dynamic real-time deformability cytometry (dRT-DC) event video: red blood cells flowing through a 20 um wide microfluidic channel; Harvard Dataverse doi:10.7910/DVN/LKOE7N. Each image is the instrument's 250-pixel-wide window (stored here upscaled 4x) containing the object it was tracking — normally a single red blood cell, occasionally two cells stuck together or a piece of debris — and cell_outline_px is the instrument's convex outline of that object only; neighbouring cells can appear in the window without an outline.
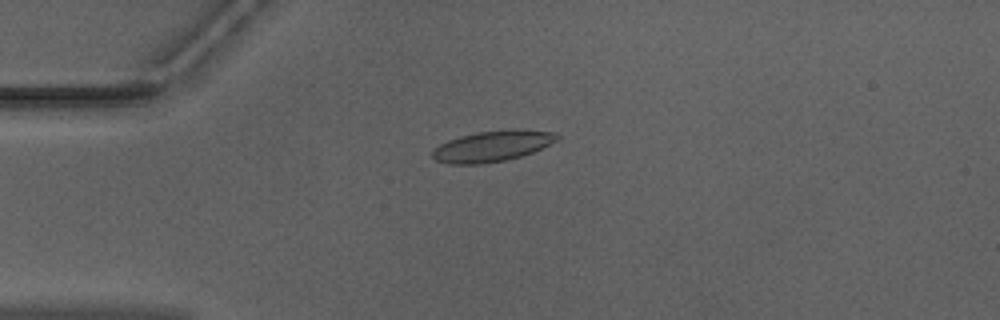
{"species": "Egyptian fruit bat (a non-hibernating species)", "species_latin": "Rousettus aegyptiacus", "temperature_condition": "warm", "stored_images_in_passage": 44, "camera_frame_rate_fps": 3000, "um_per_image_px": 0.085, "animal": {"sex": "male"}, "frame": {"image": 1, "passage_image": 5, "time_ms": 1.333, "image_size_px": [1000, 320], "cell_outline_px": [[560, 140], [532, 152], [520, 156], [504, 160], [480, 164], [452, 164], [436, 160], [432, 156], [432, 152], [440, 144], [448, 140], [460, 136], [476, 132], [556, 132], [560, 136]], "centroid_in_image_um": [41.8, 12.46], "position_along_channel_um": 43.2, "area_um2": 21.33}}
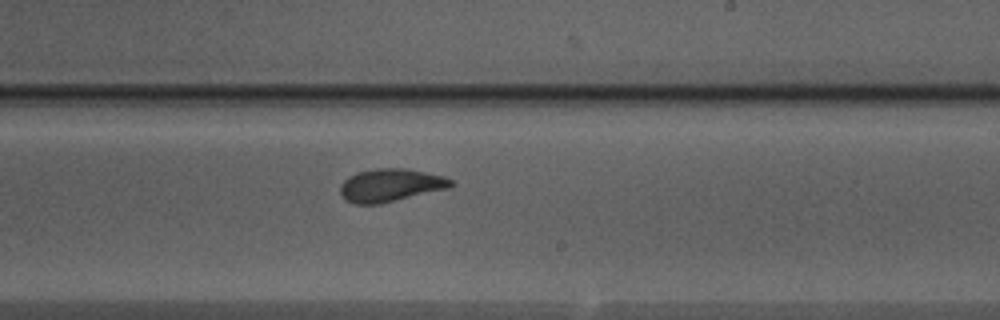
{"frame": {"image": 2, "passage_image": 23, "time_ms": 7.333, "image_size_px": [1000, 320], "cell_outline_px": [[452, 184], [448, 188], [380, 204], [352, 204], [344, 200], [340, 192], [340, 184], [348, 176], [356, 172], [376, 168], [408, 168], [444, 176], [452, 180]], "centroid_in_image_um": [33.14, 15.74], "position_along_channel_um": 255.9, "area_um2": 21.39}}
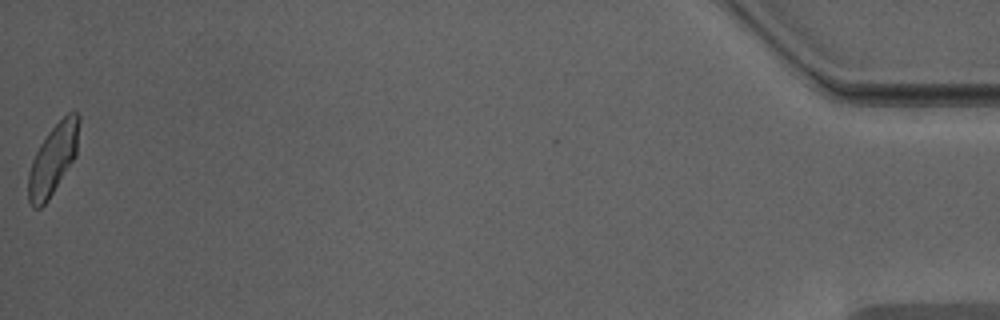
{"frame": {"image": 3, "passage_image": 44, "time_ms": 14.333, "image_size_px": [1000, 320], "cell_outline_px": [[80, 120], [76, 156], [48, 200], [40, 208], [32, 208], [28, 200], [28, 172], [32, 160], [40, 144], [48, 132], [68, 112], [76, 112], [80, 116]], "centroid_in_image_um": [4.51, 13.55], "position_along_channel_um": 430.7, "area_um2": 20.75}, "authors_computed_cell_mechanics": {"area_um2": 21.1548, "velocity_mm_per_s": 3.9494, "shape_relaxation_time_tau1_ms": 4.7435, "shape_relaxation_time_tau2_ms": 1.3048, "deformation_change_tau1": 0.1562, "deformation_change_tau2": 0.0726}}